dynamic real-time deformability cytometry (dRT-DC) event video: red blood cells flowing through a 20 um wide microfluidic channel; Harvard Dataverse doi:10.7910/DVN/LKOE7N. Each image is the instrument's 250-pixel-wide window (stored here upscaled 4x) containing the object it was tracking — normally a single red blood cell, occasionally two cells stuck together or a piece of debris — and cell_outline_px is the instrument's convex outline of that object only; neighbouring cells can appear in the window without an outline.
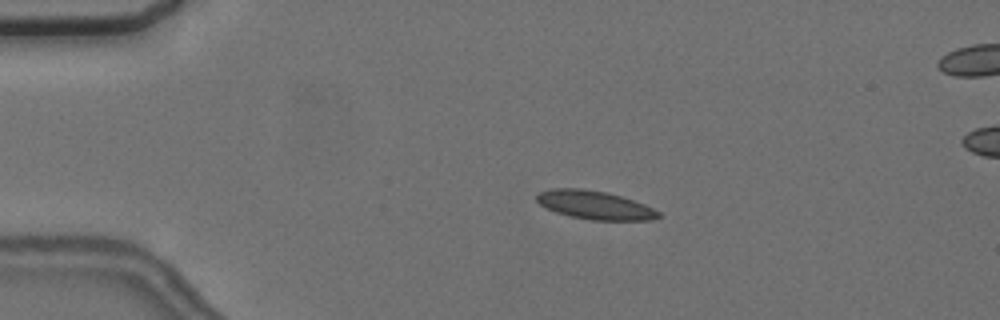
{"species": "common noctule bat (a hibernating species)", "species_latin": "Nyctalus noctula", "temperature_condition": "cold", "stored_images_in_passage": 4, "camera_frame_rate_fps": 3000, "um_per_image_px": 0.085, "animal": {"sex": "female", "body_mass_g": 24.6, "forearm_length_mm": 56.2}, "frame": {"image": 1, "passage_image": 2, "time_ms": 1.333, "image_size_px": [1000, 320], "cell_outline_px": [[660, 216], [652, 220], [592, 220], [572, 216], [556, 212], [540, 204], [536, 200], [536, 196], [540, 192], [552, 188], [580, 188], [608, 192], [644, 204], [660, 212]], "centroid_in_image_um": [50.56, 17.42], "position_along_channel_um": 34.4, "area_um2": 20.0}}